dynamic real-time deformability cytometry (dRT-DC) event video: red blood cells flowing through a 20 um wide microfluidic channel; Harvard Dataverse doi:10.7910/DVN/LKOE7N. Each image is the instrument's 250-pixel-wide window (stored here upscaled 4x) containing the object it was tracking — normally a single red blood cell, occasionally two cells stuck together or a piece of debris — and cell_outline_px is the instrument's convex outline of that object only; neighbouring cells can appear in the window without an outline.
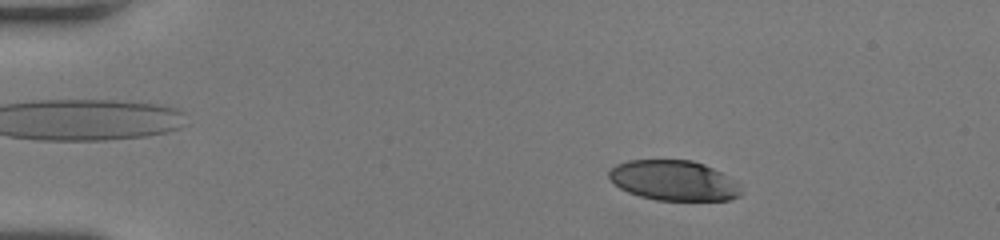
{"species": "human", "species_latin": "Homo sapiens", "temperature_condition": "room temperature", "stored_images_in_passage": 50, "camera_frame_rate_fps": 3000, "um_per_image_px": 0.085, "donor": {"sex": "female"}, "frame": {"image": 1, "passage_image": 7, "time_ms": 2.0, "image_size_px": [1000, 240], "cell_outline_px": [[740, 196], [732, 200], [656, 200], [640, 196], [628, 192], [620, 188], [608, 176], [608, 172], [616, 164], [628, 160], [692, 160], [704, 164], [736, 180], [740, 184]], "centroid_in_image_um": [57.29, 15.34], "position_along_channel_um": 27.7, "area_um2": 30.92}}
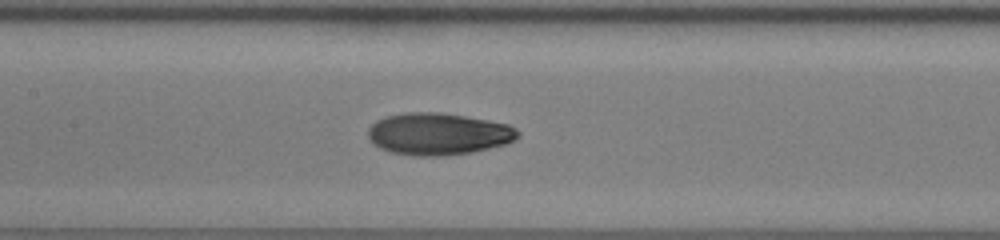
{"frame": {"image": 2, "passage_image": 24, "time_ms": 7.667, "image_size_px": [1000, 240], "cell_outline_px": [[520, 136], [504, 144], [472, 152], [440, 156], [416, 156], [388, 152], [372, 144], [368, 140], [368, 128], [376, 120], [388, 116], [404, 112], [440, 112], [488, 120], [508, 124], [516, 128], [520, 132]], "centroid_in_image_um": [37.21, 11.38], "position_along_channel_um": 170.2, "area_um2": 36.82}}
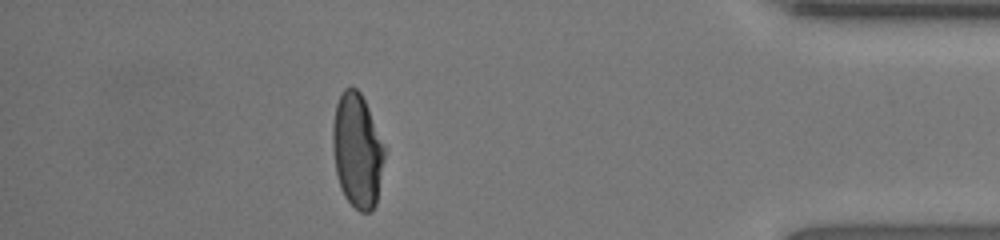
{"frame": {"image": 3, "passage_image": 44, "time_ms": 14.333, "image_size_px": [1000, 240], "cell_outline_px": [[384, 156], [376, 204], [368, 212], [360, 212], [344, 196], [340, 188], [336, 172], [332, 144], [332, 124], [336, 104], [344, 88], [356, 88], [360, 92], [368, 108], [384, 148]], "centroid_in_image_um": [30.33, 12.8], "position_along_channel_um": 404.9, "area_um2": 33.93}, "authors_computed_cell_mechanics": {"area_um2": 34.6222, "velocity_mm_per_s": 4.1178, "shape_relaxation_time_tau1_ms": 6.4058, "shape_relaxation_time_tau2_ms": 1.3173, "deformation_change_tau1": 0.265, "deformation_change_tau2": 0.0555}}